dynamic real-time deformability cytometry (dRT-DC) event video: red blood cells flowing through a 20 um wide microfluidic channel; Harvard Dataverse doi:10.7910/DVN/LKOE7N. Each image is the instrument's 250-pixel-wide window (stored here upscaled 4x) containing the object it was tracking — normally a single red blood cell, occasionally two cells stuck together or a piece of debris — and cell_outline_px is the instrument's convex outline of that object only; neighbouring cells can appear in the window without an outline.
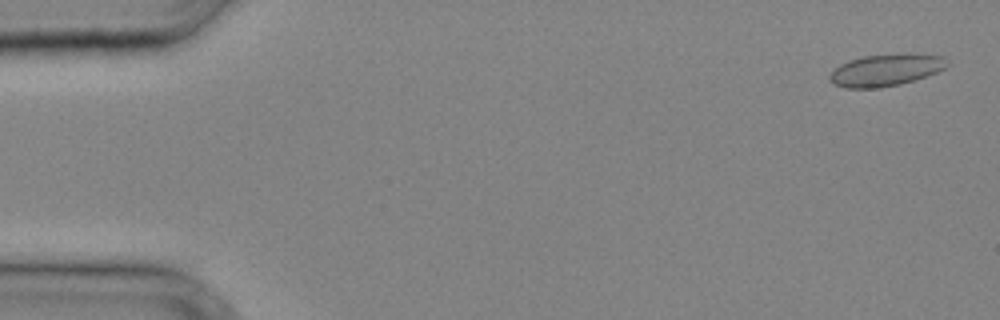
{"species": "common noctule bat (a hibernating species)", "species_latin": "Nyctalus noctula", "temperature_condition": "cold", "stored_images_in_passage": 31, "camera_frame_rate_fps": 3000, "um_per_image_px": 0.085, "animal": {"sex": "male", "body_mass_g": 20.4}, "frame": {"image": 1, "passage_image": 1, "time_ms": 0.0, "image_size_px": [1000, 320], "cell_outline_px": [[948, 64], [944, 68], [936, 72], [900, 84], [880, 88], [844, 88], [832, 84], [828, 80], [828, 76], [840, 64], [848, 60], [864, 56], [900, 52], [944, 56]], "centroid_in_image_um": [75.25, 5.94], "position_along_channel_um": 9.8, "area_um2": 22.08}}
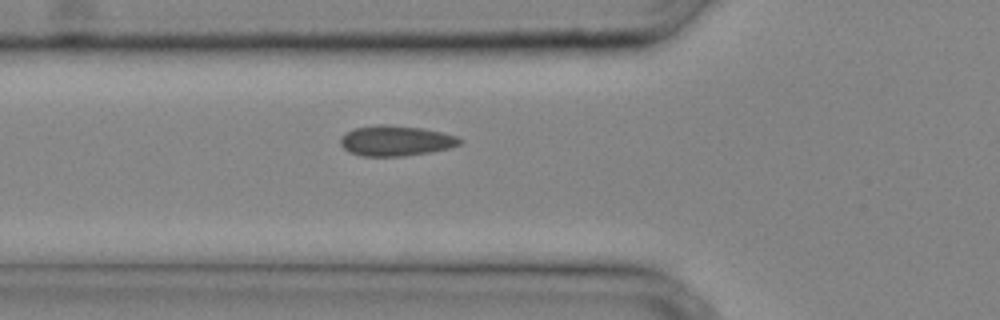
{"frame": {"image": 2, "passage_image": 12, "time_ms": 3.667, "image_size_px": [1000, 320], "cell_outline_px": [[464, 140], [460, 144], [448, 148], [432, 152], [404, 156], [360, 156], [348, 152], [340, 144], [340, 136], [356, 128], [380, 124], [384, 124], [420, 128], [440, 132], [456, 136]], "centroid_in_image_um": [33.63, 11.98], "position_along_channel_um": 92.2, "area_um2": 21.04}}
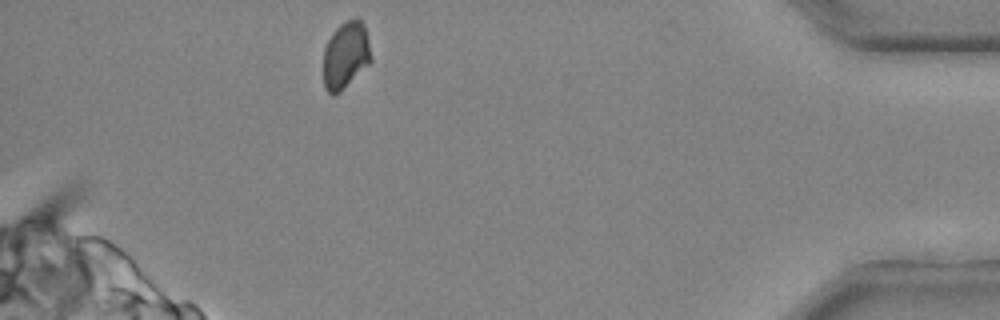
{"frame": {"image": 3, "passage_image": 31, "time_ms": 10.0, "image_size_px": [1000, 320], "cell_outline_px": [[372, 60], [340, 92], [332, 96], [324, 88], [324, 48], [332, 32], [340, 24], [348, 20], [360, 20], [364, 24], [372, 56]], "centroid_in_image_um": [29.37, 4.71], "position_along_channel_um": 405.8, "area_um2": 18.44}}